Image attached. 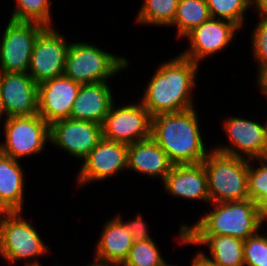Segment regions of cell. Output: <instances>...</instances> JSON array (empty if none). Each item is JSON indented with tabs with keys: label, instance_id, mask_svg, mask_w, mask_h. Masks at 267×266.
<instances>
[{
	"label": "cell",
	"instance_id": "cell-23",
	"mask_svg": "<svg viewBox=\"0 0 267 266\" xmlns=\"http://www.w3.org/2000/svg\"><path fill=\"white\" fill-rule=\"evenodd\" d=\"M211 18L206 0H179L173 24L176 35L182 39L193 28Z\"/></svg>",
	"mask_w": 267,
	"mask_h": 266
},
{
	"label": "cell",
	"instance_id": "cell-26",
	"mask_svg": "<svg viewBox=\"0 0 267 266\" xmlns=\"http://www.w3.org/2000/svg\"><path fill=\"white\" fill-rule=\"evenodd\" d=\"M254 162L255 159L249 160L248 195L267 218V157L256 159V162H260L259 166H255Z\"/></svg>",
	"mask_w": 267,
	"mask_h": 266
},
{
	"label": "cell",
	"instance_id": "cell-21",
	"mask_svg": "<svg viewBox=\"0 0 267 266\" xmlns=\"http://www.w3.org/2000/svg\"><path fill=\"white\" fill-rule=\"evenodd\" d=\"M133 243L129 230L116 216H113L103 225V231L94 249V257L122 264Z\"/></svg>",
	"mask_w": 267,
	"mask_h": 266
},
{
	"label": "cell",
	"instance_id": "cell-35",
	"mask_svg": "<svg viewBox=\"0 0 267 266\" xmlns=\"http://www.w3.org/2000/svg\"><path fill=\"white\" fill-rule=\"evenodd\" d=\"M13 212L14 211L3 201V199L0 196V219Z\"/></svg>",
	"mask_w": 267,
	"mask_h": 266
},
{
	"label": "cell",
	"instance_id": "cell-7",
	"mask_svg": "<svg viewBox=\"0 0 267 266\" xmlns=\"http://www.w3.org/2000/svg\"><path fill=\"white\" fill-rule=\"evenodd\" d=\"M5 140L0 152L20 160L41 154L50 143V125L39 115L8 117L4 123Z\"/></svg>",
	"mask_w": 267,
	"mask_h": 266
},
{
	"label": "cell",
	"instance_id": "cell-19",
	"mask_svg": "<svg viewBox=\"0 0 267 266\" xmlns=\"http://www.w3.org/2000/svg\"><path fill=\"white\" fill-rule=\"evenodd\" d=\"M108 82L81 85L72 105L70 119L102 124L115 103L113 91Z\"/></svg>",
	"mask_w": 267,
	"mask_h": 266
},
{
	"label": "cell",
	"instance_id": "cell-1",
	"mask_svg": "<svg viewBox=\"0 0 267 266\" xmlns=\"http://www.w3.org/2000/svg\"><path fill=\"white\" fill-rule=\"evenodd\" d=\"M199 64L181 54L160 62L140 102L152 117L192 109Z\"/></svg>",
	"mask_w": 267,
	"mask_h": 266
},
{
	"label": "cell",
	"instance_id": "cell-6",
	"mask_svg": "<svg viewBox=\"0 0 267 266\" xmlns=\"http://www.w3.org/2000/svg\"><path fill=\"white\" fill-rule=\"evenodd\" d=\"M22 213L14 211L0 219L1 258L10 265L22 260L25 266H41L37 258L44 257L50 248Z\"/></svg>",
	"mask_w": 267,
	"mask_h": 266
},
{
	"label": "cell",
	"instance_id": "cell-12",
	"mask_svg": "<svg viewBox=\"0 0 267 266\" xmlns=\"http://www.w3.org/2000/svg\"><path fill=\"white\" fill-rule=\"evenodd\" d=\"M128 145L102 138L97 146L82 160L76 175L77 186L105 181L127 170ZM85 184V185H84Z\"/></svg>",
	"mask_w": 267,
	"mask_h": 266
},
{
	"label": "cell",
	"instance_id": "cell-17",
	"mask_svg": "<svg viewBox=\"0 0 267 266\" xmlns=\"http://www.w3.org/2000/svg\"><path fill=\"white\" fill-rule=\"evenodd\" d=\"M0 97L8 117L38 114V84L28 73L0 72Z\"/></svg>",
	"mask_w": 267,
	"mask_h": 266
},
{
	"label": "cell",
	"instance_id": "cell-11",
	"mask_svg": "<svg viewBox=\"0 0 267 266\" xmlns=\"http://www.w3.org/2000/svg\"><path fill=\"white\" fill-rule=\"evenodd\" d=\"M59 32L46 27L35 41L28 74L37 84L64 75L70 42Z\"/></svg>",
	"mask_w": 267,
	"mask_h": 266
},
{
	"label": "cell",
	"instance_id": "cell-15",
	"mask_svg": "<svg viewBox=\"0 0 267 266\" xmlns=\"http://www.w3.org/2000/svg\"><path fill=\"white\" fill-rule=\"evenodd\" d=\"M187 224L179 227L178 243L184 245H204L208 247L209 256L203 252L196 253L212 266H244V240L229 235L216 236L213 234H185Z\"/></svg>",
	"mask_w": 267,
	"mask_h": 266
},
{
	"label": "cell",
	"instance_id": "cell-16",
	"mask_svg": "<svg viewBox=\"0 0 267 266\" xmlns=\"http://www.w3.org/2000/svg\"><path fill=\"white\" fill-rule=\"evenodd\" d=\"M80 86L65 75L38 84V114L49 125L70 118Z\"/></svg>",
	"mask_w": 267,
	"mask_h": 266
},
{
	"label": "cell",
	"instance_id": "cell-8",
	"mask_svg": "<svg viewBox=\"0 0 267 266\" xmlns=\"http://www.w3.org/2000/svg\"><path fill=\"white\" fill-rule=\"evenodd\" d=\"M45 28L37 22L9 19L0 37V72L28 73L35 41Z\"/></svg>",
	"mask_w": 267,
	"mask_h": 266
},
{
	"label": "cell",
	"instance_id": "cell-36",
	"mask_svg": "<svg viewBox=\"0 0 267 266\" xmlns=\"http://www.w3.org/2000/svg\"><path fill=\"white\" fill-rule=\"evenodd\" d=\"M192 260L190 261V266H212L209 263H207L204 259H202L197 253L195 256H192Z\"/></svg>",
	"mask_w": 267,
	"mask_h": 266
},
{
	"label": "cell",
	"instance_id": "cell-22",
	"mask_svg": "<svg viewBox=\"0 0 267 266\" xmlns=\"http://www.w3.org/2000/svg\"><path fill=\"white\" fill-rule=\"evenodd\" d=\"M25 179L19 160L0 152V196L13 211L23 212Z\"/></svg>",
	"mask_w": 267,
	"mask_h": 266
},
{
	"label": "cell",
	"instance_id": "cell-4",
	"mask_svg": "<svg viewBox=\"0 0 267 266\" xmlns=\"http://www.w3.org/2000/svg\"><path fill=\"white\" fill-rule=\"evenodd\" d=\"M129 62L122 55H114L97 47L94 42H71L64 75L81 85L107 82L122 70H127Z\"/></svg>",
	"mask_w": 267,
	"mask_h": 266
},
{
	"label": "cell",
	"instance_id": "cell-33",
	"mask_svg": "<svg viewBox=\"0 0 267 266\" xmlns=\"http://www.w3.org/2000/svg\"><path fill=\"white\" fill-rule=\"evenodd\" d=\"M250 10L254 8V11H257V14L260 16L267 17V0H249Z\"/></svg>",
	"mask_w": 267,
	"mask_h": 266
},
{
	"label": "cell",
	"instance_id": "cell-29",
	"mask_svg": "<svg viewBox=\"0 0 267 266\" xmlns=\"http://www.w3.org/2000/svg\"><path fill=\"white\" fill-rule=\"evenodd\" d=\"M252 31L251 51L257 67L256 75L267 67V17L259 16L257 24Z\"/></svg>",
	"mask_w": 267,
	"mask_h": 266
},
{
	"label": "cell",
	"instance_id": "cell-28",
	"mask_svg": "<svg viewBox=\"0 0 267 266\" xmlns=\"http://www.w3.org/2000/svg\"><path fill=\"white\" fill-rule=\"evenodd\" d=\"M165 258L154 239L134 242L121 266H160Z\"/></svg>",
	"mask_w": 267,
	"mask_h": 266
},
{
	"label": "cell",
	"instance_id": "cell-18",
	"mask_svg": "<svg viewBox=\"0 0 267 266\" xmlns=\"http://www.w3.org/2000/svg\"><path fill=\"white\" fill-rule=\"evenodd\" d=\"M162 186L171 197L211 203L203 163L173 165Z\"/></svg>",
	"mask_w": 267,
	"mask_h": 266
},
{
	"label": "cell",
	"instance_id": "cell-38",
	"mask_svg": "<svg viewBox=\"0 0 267 266\" xmlns=\"http://www.w3.org/2000/svg\"><path fill=\"white\" fill-rule=\"evenodd\" d=\"M160 266H178V265H172V264H169V263L165 260Z\"/></svg>",
	"mask_w": 267,
	"mask_h": 266
},
{
	"label": "cell",
	"instance_id": "cell-34",
	"mask_svg": "<svg viewBox=\"0 0 267 266\" xmlns=\"http://www.w3.org/2000/svg\"><path fill=\"white\" fill-rule=\"evenodd\" d=\"M93 258H94V262H91L86 266H121V264L119 263L104 261L96 257H93Z\"/></svg>",
	"mask_w": 267,
	"mask_h": 266
},
{
	"label": "cell",
	"instance_id": "cell-30",
	"mask_svg": "<svg viewBox=\"0 0 267 266\" xmlns=\"http://www.w3.org/2000/svg\"><path fill=\"white\" fill-rule=\"evenodd\" d=\"M244 266H267V235L255 233L244 240Z\"/></svg>",
	"mask_w": 267,
	"mask_h": 266
},
{
	"label": "cell",
	"instance_id": "cell-3",
	"mask_svg": "<svg viewBox=\"0 0 267 266\" xmlns=\"http://www.w3.org/2000/svg\"><path fill=\"white\" fill-rule=\"evenodd\" d=\"M210 204L212 210L201 215L195 224H188L185 234L229 235L246 240L267 224V218L250 198Z\"/></svg>",
	"mask_w": 267,
	"mask_h": 266
},
{
	"label": "cell",
	"instance_id": "cell-14",
	"mask_svg": "<svg viewBox=\"0 0 267 266\" xmlns=\"http://www.w3.org/2000/svg\"><path fill=\"white\" fill-rule=\"evenodd\" d=\"M102 139V125L83 120L61 119L50 125V144L83 160Z\"/></svg>",
	"mask_w": 267,
	"mask_h": 266
},
{
	"label": "cell",
	"instance_id": "cell-37",
	"mask_svg": "<svg viewBox=\"0 0 267 266\" xmlns=\"http://www.w3.org/2000/svg\"><path fill=\"white\" fill-rule=\"evenodd\" d=\"M7 119H8V115L6 113L2 99L0 97V123L3 122V124H4L7 121ZM1 120H3V121H1Z\"/></svg>",
	"mask_w": 267,
	"mask_h": 266
},
{
	"label": "cell",
	"instance_id": "cell-31",
	"mask_svg": "<svg viewBox=\"0 0 267 266\" xmlns=\"http://www.w3.org/2000/svg\"><path fill=\"white\" fill-rule=\"evenodd\" d=\"M116 217L125 225L132 235L134 242H142L145 240L153 239L148 230V225L143 219L141 213L136 214V218L127 221L123 220V216L117 213Z\"/></svg>",
	"mask_w": 267,
	"mask_h": 266
},
{
	"label": "cell",
	"instance_id": "cell-32",
	"mask_svg": "<svg viewBox=\"0 0 267 266\" xmlns=\"http://www.w3.org/2000/svg\"><path fill=\"white\" fill-rule=\"evenodd\" d=\"M257 84L263 95L267 99V67L263 68L257 75Z\"/></svg>",
	"mask_w": 267,
	"mask_h": 266
},
{
	"label": "cell",
	"instance_id": "cell-25",
	"mask_svg": "<svg viewBox=\"0 0 267 266\" xmlns=\"http://www.w3.org/2000/svg\"><path fill=\"white\" fill-rule=\"evenodd\" d=\"M10 20L37 22L46 27H52L51 0H15Z\"/></svg>",
	"mask_w": 267,
	"mask_h": 266
},
{
	"label": "cell",
	"instance_id": "cell-10",
	"mask_svg": "<svg viewBox=\"0 0 267 266\" xmlns=\"http://www.w3.org/2000/svg\"><path fill=\"white\" fill-rule=\"evenodd\" d=\"M115 104L101 124L102 138L129 145L151 137L152 116L140 101Z\"/></svg>",
	"mask_w": 267,
	"mask_h": 266
},
{
	"label": "cell",
	"instance_id": "cell-24",
	"mask_svg": "<svg viewBox=\"0 0 267 266\" xmlns=\"http://www.w3.org/2000/svg\"><path fill=\"white\" fill-rule=\"evenodd\" d=\"M137 13L140 25L170 27L175 19L179 0H143Z\"/></svg>",
	"mask_w": 267,
	"mask_h": 266
},
{
	"label": "cell",
	"instance_id": "cell-2",
	"mask_svg": "<svg viewBox=\"0 0 267 266\" xmlns=\"http://www.w3.org/2000/svg\"><path fill=\"white\" fill-rule=\"evenodd\" d=\"M197 112L193 107L152 117L151 137L173 165L202 163L211 151L203 141Z\"/></svg>",
	"mask_w": 267,
	"mask_h": 266
},
{
	"label": "cell",
	"instance_id": "cell-20",
	"mask_svg": "<svg viewBox=\"0 0 267 266\" xmlns=\"http://www.w3.org/2000/svg\"><path fill=\"white\" fill-rule=\"evenodd\" d=\"M172 167L167 154L152 137L128 145L127 170L163 182Z\"/></svg>",
	"mask_w": 267,
	"mask_h": 266
},
{
	"label": "cell",
	"instance_id": "cell-9",
	"mask_svg": "<svg viewBox=\"0 0 267 266\" xmlns=\"http://www.w3.org/2000/svg\"><path fill=\"white\" fill-rule=\"evenodd\" d=\"M222 126L228 144L214 146V150L248 160L267 157L266 123L229 116L223 120Z\"/></svg>",
	"mask_w": 267,
	"mask_h": 266
},
{
	"label": "cell",
	"instance_id": "cell-13",
	"mask_svg": "<svg viewBox=\"0 0 267 266\" xmlns=\"http://www.w3.org/2000/svg\"><path fill=\"white\" fill-rule=\"evenodd\" d=\"M239 30L233 22L211 17L183 37L188 39L190 45L180 54L200 65L205 58L221 53L230 46Z\"/></svg>",
	"mask_w": 267,
	"mask_h": 266
},
{
	"label": "cell",
	"instance_id": "cell-5",
	"mask_svg": "<svg viewBox=\"0 0 267 266\" xmlns=\"http://www.w3.org/2000/svg\"><path fill=\"white\" fill-rule=\"evenodd\" d=\"M202 163L207 175L211 203L249 199L248 159L231 156L211 148Z\"/></svg>",
	"mask_w": 267,
	"mask_h": 266
},
{
	"label": "cell",
	"instance_id": "cell-27",
	"mask_svg": "<svg viewBox=\"0 0 267 266\" xmlns=\"http://www.w3.org/2000/svg\"><path fill=\"white\" fill-rule=\"evenodd\" d=\"M212 18L233 22L243 29L246 12L249 11V0H206Z\"/></svg>",
	"mask_w": 267,
	"mask_h": 266
}]
</instances>
